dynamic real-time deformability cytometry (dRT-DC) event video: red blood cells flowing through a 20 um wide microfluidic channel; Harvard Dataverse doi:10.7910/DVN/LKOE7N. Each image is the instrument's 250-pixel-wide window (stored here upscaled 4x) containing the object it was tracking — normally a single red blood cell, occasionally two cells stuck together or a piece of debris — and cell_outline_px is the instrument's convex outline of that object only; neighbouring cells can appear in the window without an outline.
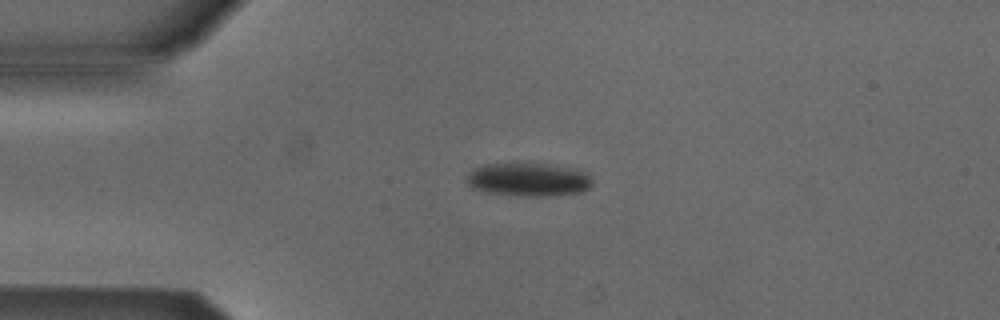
{"species": "Egyptian fruit bat (a non-hibernating species)", "species_latin": "Rousettus aegyptiacus", "temperature_condition": "cold", "stored_images_in_passage": 4, "camera_frame_rate_fps": 3000, "um_per_image_px": 0.085, "animal": {"sex": "male"}, "frame": {"image": 1, "passage_image": 3, "time_ms": 0.667, "image_size_px": [1000, 320], "cell_outline_px": [[592, 184], [588, 188], [580, 192], [544, 196], [520, 196], [484, 192], [472, 188], [468, 184], [468, 172], [472, 168], [484, 164], [548, 164], [576, 168], [588, 172], [592, 176]], "centroid_in_image_um": [44.93, 15.26], "position_along_channel_um": 40.1, "area_um2": 24.62}}